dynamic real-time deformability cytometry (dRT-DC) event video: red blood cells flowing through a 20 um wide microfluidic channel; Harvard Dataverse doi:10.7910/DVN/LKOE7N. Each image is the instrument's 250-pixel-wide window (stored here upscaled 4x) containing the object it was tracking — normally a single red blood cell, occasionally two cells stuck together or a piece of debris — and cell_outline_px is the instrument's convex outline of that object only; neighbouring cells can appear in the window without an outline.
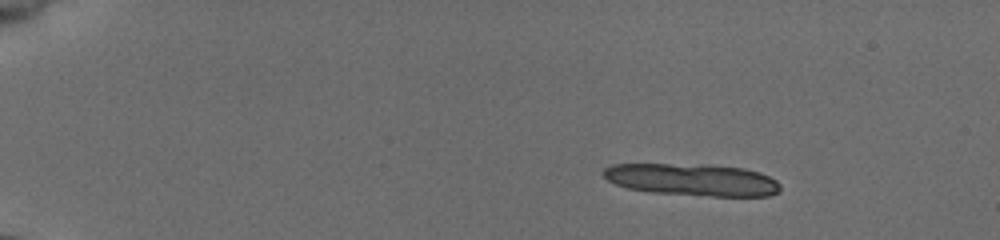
{"species": "common noctule bat (a hibernating species)", "species_latin": "Nyctalus noctula", "temperature_condition": "cold", "stored_images_in_passage": 11, "camera_frame_rate_fps": 3000, "um_per_image_px": 0.085, "animal": {"sex": "female", "body_mass_g": 19.5, "forearm_length_mm": 54.1}, "frame": {"image": 1, "passage_image": 1, "time_ms": 0.0, "image_size_px": [1000, 240], "cell_outline_px": [[780, 192], [768, 196], [712, 196], [652, 192], [628, 188], [616, 184], [608, 180], [600, 172], [604, 168], [612, 164], [708, 164], [744, 168], [760, 172], [776, 180], [780, 184]], "centroid_in_image_um": [58.86, 15.26], "position_along_channel_um": 26.1, "area_um2": 33.29}}